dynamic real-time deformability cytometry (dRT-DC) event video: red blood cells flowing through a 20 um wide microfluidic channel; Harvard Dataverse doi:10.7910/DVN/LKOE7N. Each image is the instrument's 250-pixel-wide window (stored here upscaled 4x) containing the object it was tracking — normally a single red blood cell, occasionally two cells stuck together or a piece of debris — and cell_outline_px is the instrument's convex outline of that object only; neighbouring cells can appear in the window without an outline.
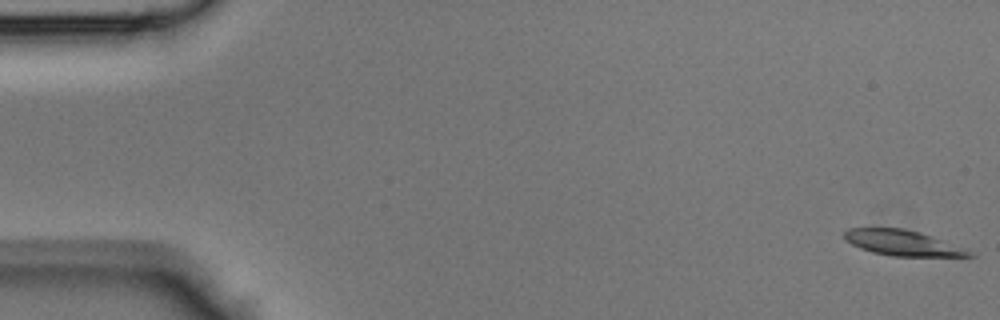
{"species": "Egyptian fruit bat (a non-hibernating species)", "species_latin": "Rousettus aegyptiacus", "temperature_condition": "room temperature", "stored_images_in_passage": 45, "camera_frame_rate_fps": 3000, "um_per_image_px": 0.085, "animal": {"sex": "male"}, "frame": {"image": 1, "passage_image": 1, "time_ms": 0.0, "image_size_px": [1000, 320], "cell_outline_px": [[976, 256], [892, 256], [872, 252], [860, 248], [844, 240], [844, 232], [848, 228], [904, 228], [920, 232], [968, 248]], "centroid_in_image_um": [76.74, 20.64], "position_along_channel_um": 8.3, "area_um2": 18.67}}
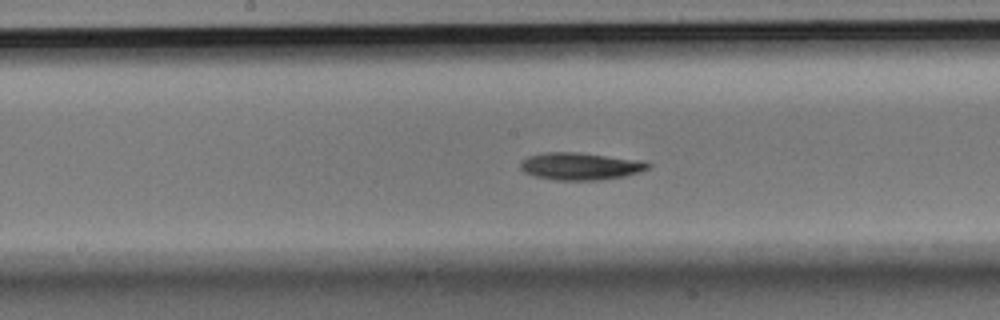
{"frame": {"image": 2, "passage_image": 23, "time_ms": 7.333, "image_size_px": [1000, 320], "cell_outline_px": [[652, 168], [640, 172], [624, 176], [600, 180], [556, 180], [536, 176], [524, 172], [520, 168], [520, 160], [528, 156], [544, 152], [576, 152], [644, 160], [652, 164]], "centroid_in_image_um": [49.37, 14.12], "position_along_channel_um": 198.8, "area_um2": 20.58}}
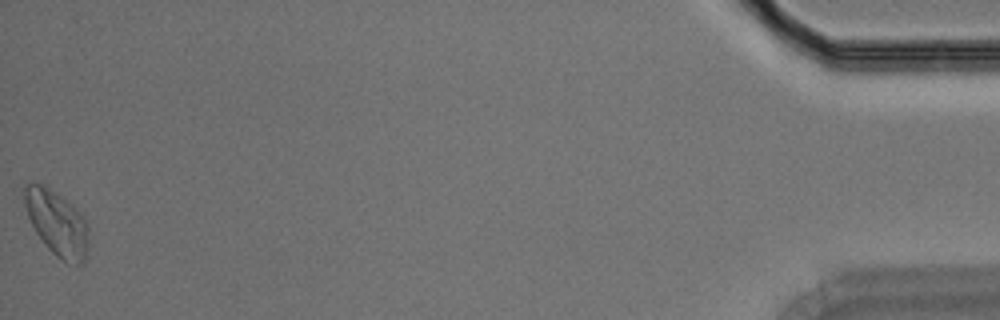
{"frame": {"image": 3, "passage_image": 45, "time_ms": 14.667, "image_size_px": [1000, 320], "cell_outline_px": [[88, 248], [84, 264], [76, 264], [60, 260], [44, 244], [36, 232], [28, 216], [24, 204], [24, 184], [28, 180], [36, 180], [72, 204], [84, 216], [88, 224]], "centroid_in_image_um": [4.84, 18.94], "position_along_channel_um": 430.4, "area_um2": 24.68}}